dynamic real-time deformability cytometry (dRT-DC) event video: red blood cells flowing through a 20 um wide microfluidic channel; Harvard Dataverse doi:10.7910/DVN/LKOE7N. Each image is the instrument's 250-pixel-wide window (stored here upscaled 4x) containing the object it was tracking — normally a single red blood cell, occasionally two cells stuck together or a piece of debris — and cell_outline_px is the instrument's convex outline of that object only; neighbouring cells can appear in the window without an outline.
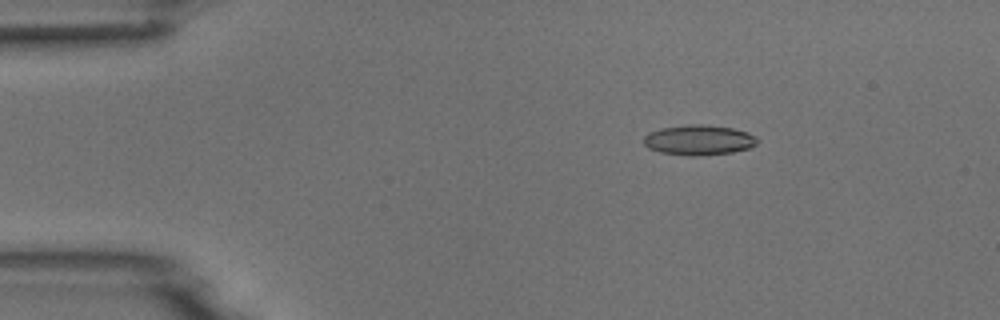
{"species": "common noctule bat (a hibernating species)", "species_latin": "Nyctalus noctula", "temperature_condition": "room temperature", "stored_images_in_passage": 4, "camera_frame_rate_fps": 3000, "um_per_image_px": 0.085, "animal": {"sex": "male", "body_mass_g": 18.8}, "frame": {"image": 1, "passage_image": 2, "time_ms": 2.0, "image_size_px": [1000, 320], "cell_outline_px": [[756, 144], [748, 148], [732, 152], [700, 156], [692, 156], [660, 152], [648, 148], [644, 144], [644, 136], [648, 132], [660, 128], [688, 124], [704, 124], [732, 128], [748, 132], [756, 136]], "centroid_in_image_um": [59.37, 11.89], "position_along_channel_um": 25.6, "area_um2": 20.0}}
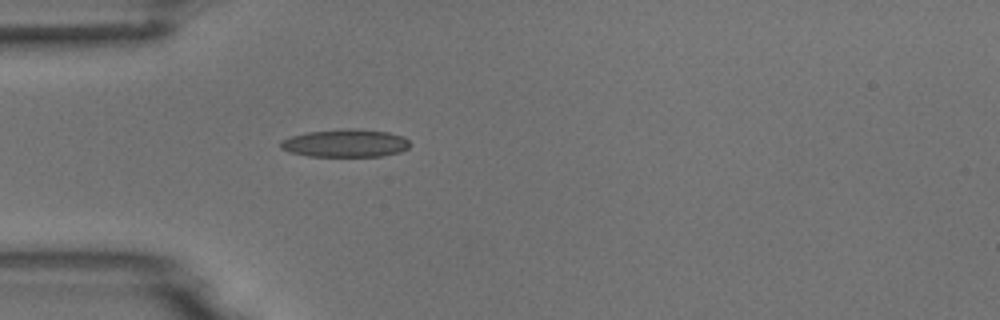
{"frame": {"image": 2, "passage_image": 4, "time_ms": 4.333, "image_size_px": [1000, 320], "cell_outline_px": [[408, 148], [400, 152], [384, 156], [308, 156], [288, 152], [280, 148], [280, 140], [292, 136], [308, 132], [344, 128], [388, 132], [404, 136], [408, 140]], "centroid_in_image_um": [29.34, 12.18], "position_along_channel_um": 55.7, "area_um2": 20.98}}